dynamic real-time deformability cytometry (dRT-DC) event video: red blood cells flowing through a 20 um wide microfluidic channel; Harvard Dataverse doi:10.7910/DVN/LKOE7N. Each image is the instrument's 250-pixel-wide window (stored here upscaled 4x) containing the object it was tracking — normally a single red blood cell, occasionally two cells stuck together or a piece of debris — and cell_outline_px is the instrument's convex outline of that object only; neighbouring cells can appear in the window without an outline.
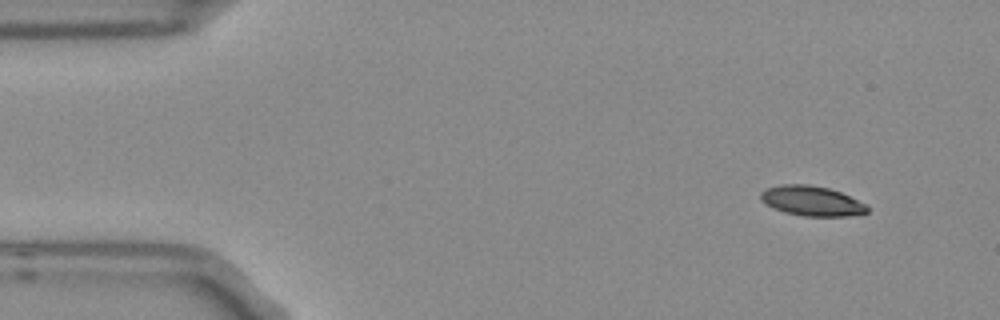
{"species": "Egyptian fruit bat (a non-hibernating species)", "species_latin": "Rousettus aegyptiacus", "temperature_condition": "room temperature", "stored_images_in_passage": 5, "camera_frame_rate_fps": 3000, "um_per_image_px": 0.085, "frame": {"image": 1, "passage_image": 5, "time_ms": 1.333, "image_size_px": [1000, 320], "cell_outline_px": [[868, 212], [844, 216], [804, 216], [784, 212], [760, 200], [760, 192], [764, 188], [780, 184], [808, 184], [828, 188], [840, 192], [868, 204]], "centroid_in_image_um": [68.99, 17.06], "position_along_channel_um": 16.0, "area_um2": 18.55}}